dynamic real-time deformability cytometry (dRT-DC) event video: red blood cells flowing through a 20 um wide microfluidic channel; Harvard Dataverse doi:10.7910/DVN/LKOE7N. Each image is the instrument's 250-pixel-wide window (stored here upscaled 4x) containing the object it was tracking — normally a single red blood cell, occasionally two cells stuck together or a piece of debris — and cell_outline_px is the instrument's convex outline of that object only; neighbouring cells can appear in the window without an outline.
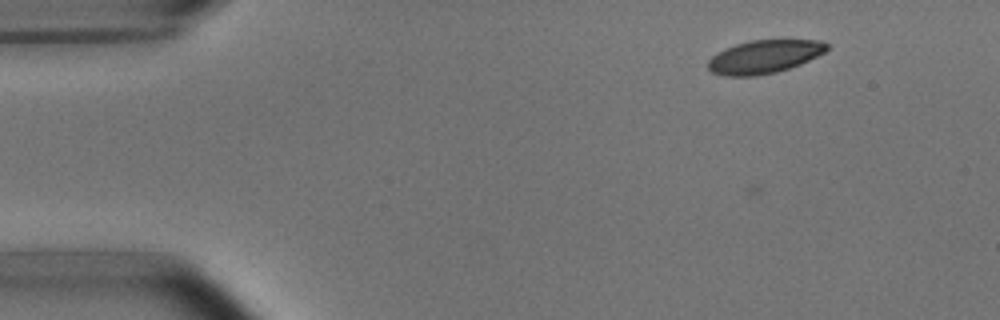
{"species": "common noctule bat (a hibernating species)", "species_latin": "Nyctalus noctula", "temperature_condition": "room temperature", "stored_images_in_passage": 6, "camera_frame_rate_fps": 3000, "um_per_image_px": 0.085, "animal": {"sex": "male", "body_mass_g": 15.6}, "frame": {"image": 1, "passage_image": 3, "time_ms": 2.333, "image_size_px": [1000, 320], "cell_outline_px": [[828, 48], [824, 52], [800, 64], [776, 72], [756, 76], [724, 76], [712, 72], [708, 68], [708, 60], [716, 52], [724, 48], [736, 44], [752, 40], [820, 40], [828, 44]], "centroid_in_image_um": [64.92, 4.82], "position_along_channel_um": 20.1, "area_um2": 22.95}}
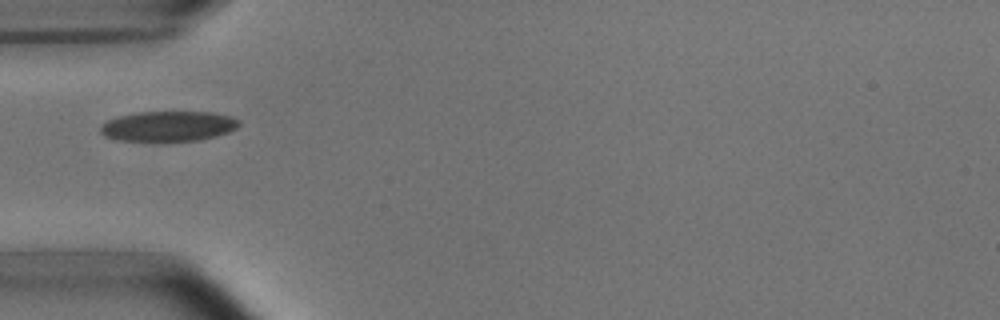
{"frame": {"image": 2, "passage_image": 6, "time_ms": 6.0, "image_size_px": [1000, 320], "cell_outline_px": [[240, 124], [236, 128], [228, 132], [200, 140], [160, 144], [152, 144], [116, 140], [104, 136], [100, 132], [100, 124], [108, 120], [120, 116], [140, 112], [212, 112], [232, 116], [240, 120]], "centroid_in_image_um": [14.26, 10.78], "position_along_channel_um": 70.7, "area_um2": 25.49}}